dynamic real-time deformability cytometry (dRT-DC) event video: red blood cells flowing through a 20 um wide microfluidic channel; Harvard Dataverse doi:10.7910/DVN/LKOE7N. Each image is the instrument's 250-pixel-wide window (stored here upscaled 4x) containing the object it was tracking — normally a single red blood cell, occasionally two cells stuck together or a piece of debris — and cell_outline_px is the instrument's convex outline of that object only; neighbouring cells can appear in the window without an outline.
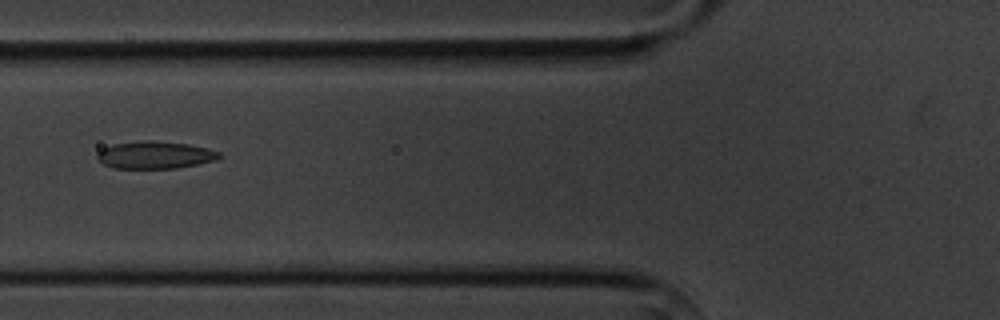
{"species": "common noctule bat (a hibernating species)", "species_latin": "Nyctalus noctula", "temperature_condition": "cold", "stored_images_in_passage": 6, "camera_frame_rate_fps": 3000, "um_per_image_px": 0.085, "animal": {"sex": "male", "body_mass_g": 20.1, "forearm_length_mm": 53.5}, "frame": {"image": 1, "passage_image": 6, "time_ms": 6.333, "image_size_px": [1000, 320], "cell_outline_px": [[224, 156], [216, 160], [176, 168], [112, 168], [104, 164], [96, 156], [104, 148], [112, 144], [140, 140], [152, 140], [188, 144], [208, 148], [220, 152]], "centroid_in_image_um": [13.21, 13.16], "position_along_channel_um": 112.6, "area_um2": 19.48}}